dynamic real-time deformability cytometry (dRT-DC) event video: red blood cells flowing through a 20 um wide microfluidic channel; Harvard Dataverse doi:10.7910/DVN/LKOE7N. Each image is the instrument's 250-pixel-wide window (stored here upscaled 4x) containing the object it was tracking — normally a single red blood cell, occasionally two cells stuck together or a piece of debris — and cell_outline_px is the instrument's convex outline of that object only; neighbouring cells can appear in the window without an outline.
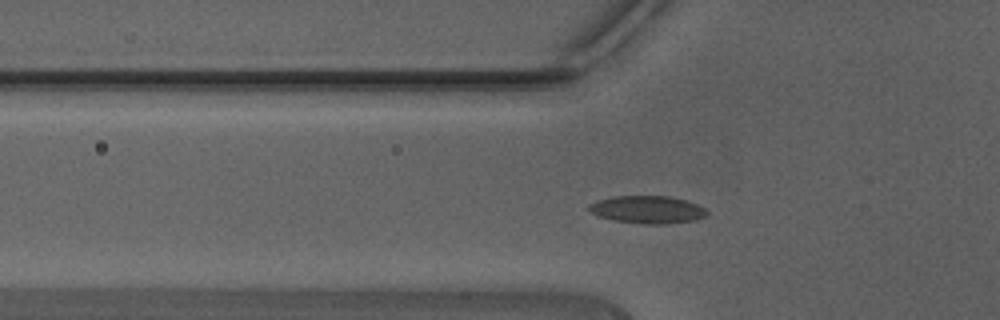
{"species": "Egyptian fruit bat (a non-hibernating species)", "species_latin": "Rousettus aegyptiacus", "temperature_condition": "warm", "stored_images_in_passage": 36, "camera_frame_rate_fps": 3000, "um_per_image_px": 0.085, "animal": {"sex": "male"}, "frame": {"image": 1, "passage_image": 5, "time_ms": 1.333, "image_size_px": [1000, 320], "cell_outline_px": [[708, 216], [696, 220], [668, 224], [640, 224], [612, 220], [600, 216], [592, 212], [588, 208], [588, 204], [596, 200], [612, 196], [668, 196], [688, 200], [704, 208], [708, 212]], "centroid_in_image_um": [55.05, 17.82], "position_along_channel_um": 70.7, "area_um2": 19.25}}
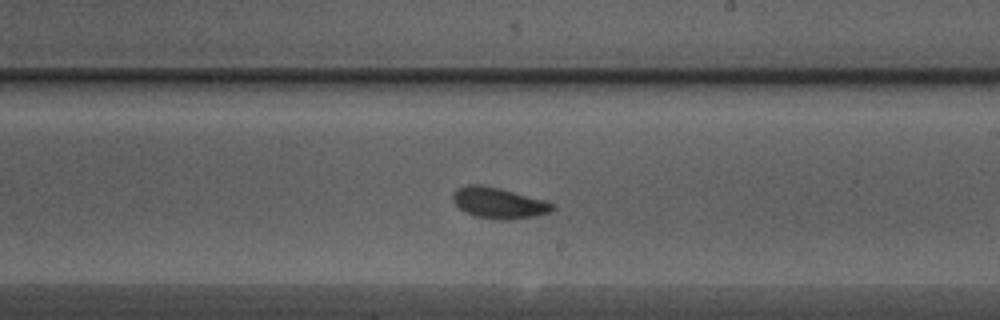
{"frame": {"image": 2, "passage_image": 17, "time_ms": 5.333, "image_size_px": [1000, 320], "cell_outline_px": [[556, 208], [548, 212], [532, 216], [508, 220], [500, 220], [472, 216], [464, 212], [452, 200], [452, 192], [456, 188], [464, 184], [480, 184], [500, 188], [544, 200], [556, 204]], "centroid_in_image_um": [42.33, 17.24], "position_along_channel_um": 246.7, "area_um2": 18.15}}
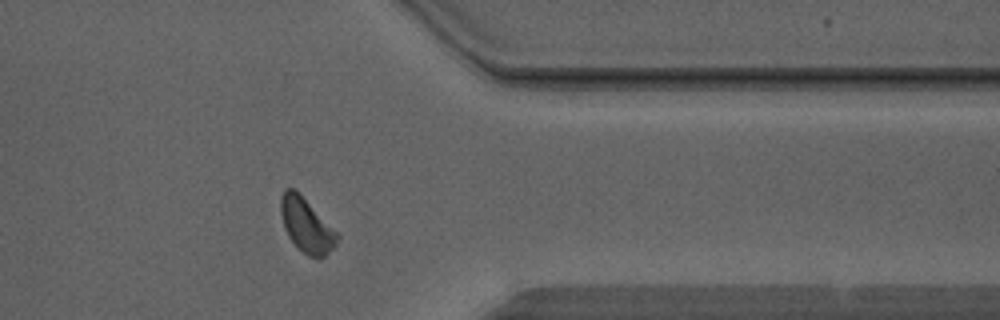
{"frame": {"image": 3, "passage_image": 27, "time_ms": 8.667, "image_size_px": [1000, 320], "cell_outline_px": [[340, 236], [336, 244], [320, 260], [316, 260], [308, 256], [288, 236], [284, 228], [280, 212], [280, 196], [284, 188], [292, 188]], "centroid_in_image_um": [26.02, 19.19], "position_along_channel_um": 385.4, "area_um2": 17.17}, "authors_computed_cell_mechanics": {"area_um2": 17.6579, "velocity_mm_per_s": 4.4138, "shape_relaxation_time_tau1_ms": 1.7689, "shape_relaxation_time_tau2_ms": 2.2924, "deformation_change_tau1": 0.0968, "deformation_change_tau2": 0.0847}}